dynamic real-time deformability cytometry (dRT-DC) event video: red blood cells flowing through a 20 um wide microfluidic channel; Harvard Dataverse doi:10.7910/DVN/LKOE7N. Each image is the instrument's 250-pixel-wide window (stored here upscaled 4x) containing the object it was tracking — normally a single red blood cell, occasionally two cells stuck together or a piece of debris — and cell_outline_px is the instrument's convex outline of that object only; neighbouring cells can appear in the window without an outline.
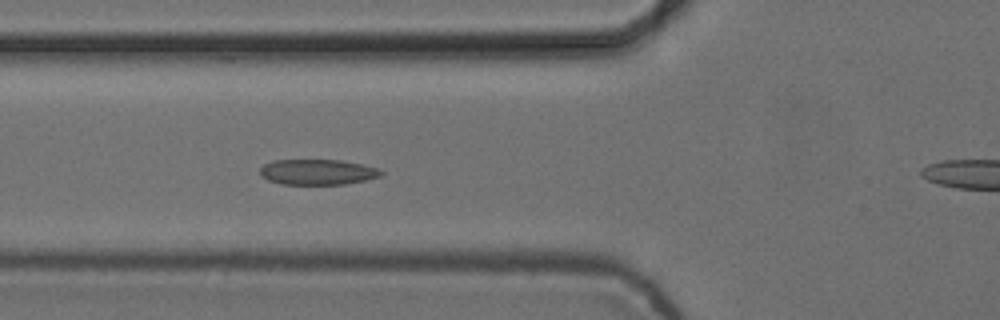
{"species": "common noctule bat (a hibernating species)", "species_latin": "Nyctalus noctula", "temperature_condition": "cold", "stored_images_in_passage": 7, "camera_frame_rate_fps": 3000, "um_per_image_px": 0.085, "animal": {"sex": "female", "body_mass_g": 24.6, "forearm_length_mm": 56.2}, "frame": {"image": 1, "passage_image": 6, "time_ms": 1.667, "image_size_px": [1000, 320], "cell_outline_px": [[384, 172], [380, 176], [364, 180], [344, 184], [280, 184], [268, 180], [260, 176], [260, 168], [264, 164], [272, 160], [340, 160], [364, 164], [380, 168]], "centroid_in_image_um": [26.99, 14.61], "position_along_channel_um": 98.8, "area_um2": 18.09}}